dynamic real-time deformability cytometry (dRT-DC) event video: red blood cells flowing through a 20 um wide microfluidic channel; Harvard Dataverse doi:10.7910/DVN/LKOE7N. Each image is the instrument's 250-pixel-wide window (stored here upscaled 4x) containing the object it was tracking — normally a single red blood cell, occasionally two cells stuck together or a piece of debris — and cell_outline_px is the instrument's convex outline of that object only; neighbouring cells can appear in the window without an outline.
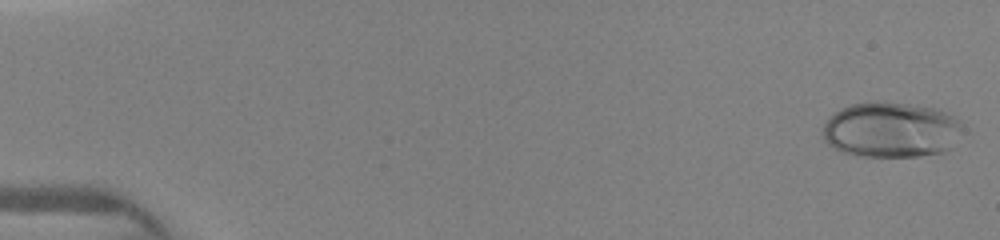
{"species": "human", "species_latin": "Homo sapiens", "temperature_condition": "warm", "stored_images_in_passage": 65, "camera_frame_rate_fps": 3000, "um_per_image_px": 0.085, "donor": {"sex": "female"}, "frame": {"image": 1, "passage_image": 1, "time_ms": 0.0, "image_size_px": [1000, 240], "cell_outline_px": [[960, 128], [952, 148], [944, 152], [920, 156], [860, 156], [840, 152], [832, 148], [824, 140], [824, 124], [828, 116], [840, 108], [852, 104], [872, 100], [876, 100], [908, 104], [936, 108], [952, 116], [960, 124]], "centroid_in_image_um": [75.67, 11.03], "position_along_channel_um": 9.3, "area_um2": 45.32}}
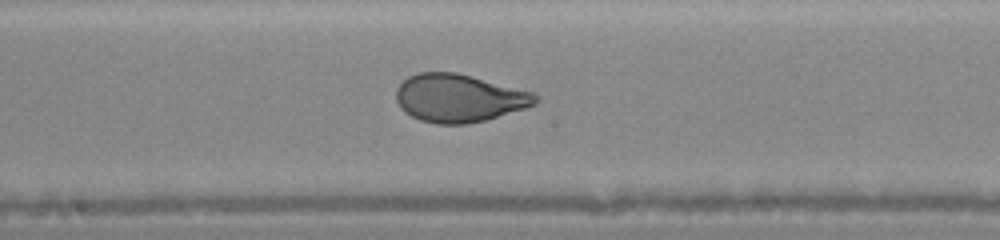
{"frame": {"image": 2, "passage_image": 42, "time_ms": 8.0, "image_size_px": [1000, 240], "cell_outline_px": [[540, 100], [536, 104], [524, 108], [484, 120], [468, 124], [436, 124], [420, 120], [404, 112], [400, 108], [396, 100], [396, 88], [408, 76], [420, 72], [456, 72], [472, 76], [532, 92], [540, 96]], "centroid_in_image_um": [38.99, 8.34], "position_along_channel_um": 209.2, "area_um2": 38.9}}
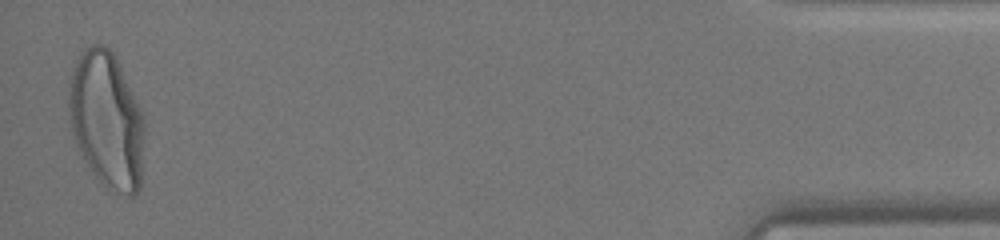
{"frame": {"image": 3, "passage_image": 65, "time_ms": 14.667, "image_size_px": [1000, 240], "cell_outline_px": [[144, 128], [140, 188], [136, 196], [128, 196], [108, 192], [92, 172], [80, 152], [76, 144], [72, 132], [68, 116], [68, 88], [72, 72], [76, 60], [80, 52], [84, 48], [92, 44], [104, 44], [116, 56], [144, 116]], "centroid_in_image_um": [9.06, 10.22], "position_along_channel_um": 426.1, "area_um2": 60.92}}